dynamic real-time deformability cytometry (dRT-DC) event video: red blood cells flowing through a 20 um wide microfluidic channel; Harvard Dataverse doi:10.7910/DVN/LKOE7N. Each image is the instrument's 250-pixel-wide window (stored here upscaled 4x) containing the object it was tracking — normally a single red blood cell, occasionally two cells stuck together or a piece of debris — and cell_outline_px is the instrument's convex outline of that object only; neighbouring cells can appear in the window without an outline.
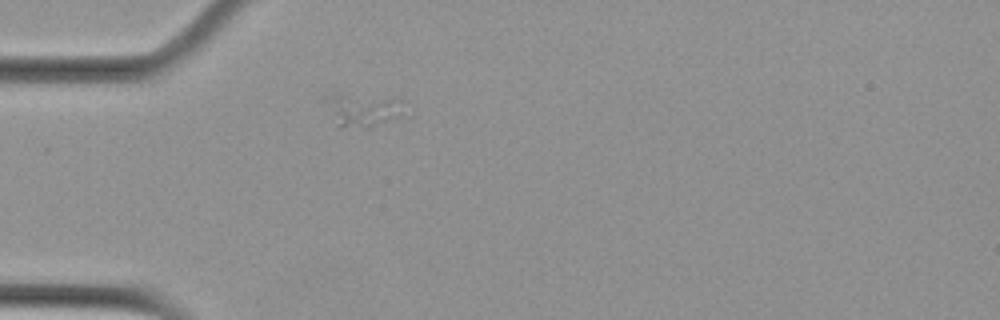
{"species": "Egyptian fruit bat (a non-hibernating species)", "species_latin": "Rousettus aegyptiacus", "temperature_condition": "cold", "stored_images_in_passage": 1, "camera_frame_rate_fps": 3000, "um_per_image_px": 0.085, "animal": {"sex": "female"}, "frame": {"image": 1, "passage_image": 1, "time_ms": 0.0, "image_size_px": [1000, 320], "cell_outline_px": [[396, 116], [368, 128], [340, 128], [336, 124], [324, 100], [324, 96], [332, 92], [340, 92], [392, 100]], "centroid_in_image_um": [30.47, 9.35], "position_along_channel_um": 54.5, "area_um2": 13.99}}